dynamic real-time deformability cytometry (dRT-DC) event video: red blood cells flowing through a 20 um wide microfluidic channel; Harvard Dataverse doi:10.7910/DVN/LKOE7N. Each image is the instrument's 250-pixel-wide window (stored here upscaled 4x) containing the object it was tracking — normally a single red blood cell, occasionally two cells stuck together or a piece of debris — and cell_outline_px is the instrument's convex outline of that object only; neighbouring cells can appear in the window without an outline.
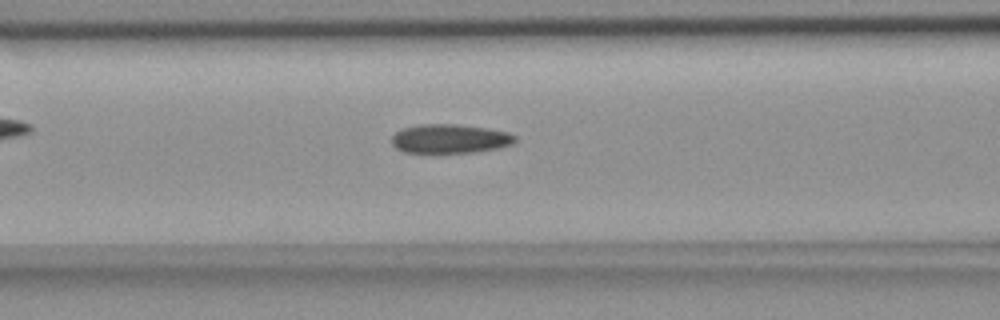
{"species": "common noctule bat (a hibernating species)", "species_latin": "Nyctalus noctula", "temperature_condition": "room temperature", "stored_images_in_passage": 45, "camera_frame_rate_fps": 3000, "um_per_image_px": 0.085, "animal": {"sex": "female", "body_mass_g": 18.4}, "frame": {"image": 1, "passage_image": 16, "time_ms": 5.0, "image_size_px": [1000, 320], "cell_outline_px": [[516, 140], [512, 144], [496, 148], [476, 152], [432, 156], [404, 152], [396, 148], [392, 144], [392, 136], [400, 128], [420, 124], [456, 124], [488, 128], [508, 132], [516, 136]], "centroid_in_image_um": [38.18, 11.84], "position_along_channel_um": 128.4, "area_um2": 21.91}}
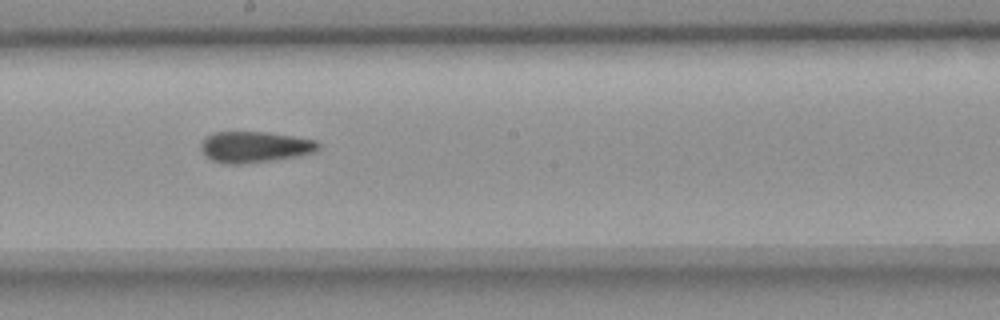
{"frame": {"image": 2, "passage_image": 24, "time_ms": 7.667, "image_size_px": [1000, 320], "cell_outline_px": [[320, 148], [312, 152], [296, 156], [272, 160], [244, 164], [224, 164], [212, 160], [204, 156], [200, 148], [200, 144], [204, 136], [212, 132], [268, 132], [316, 140], [320, 144]], "centroid_in_image_um": [21.58, 12.49], "position_along_channel_um": 226.6, "area_um2": 21.44}}
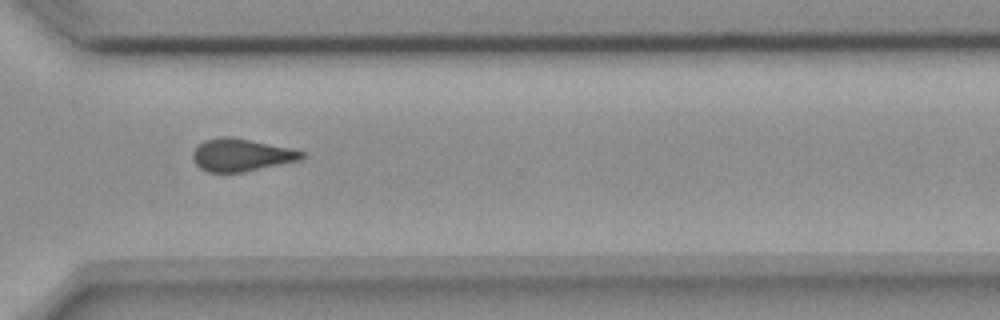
{"frame": {"image": 3, "passage_image": 34, "time_ms": 11.0, "image_size_px": [1000, 320], "cell_outline_px": [[304, 156], [300, 160], [244, 172], [208, 172], [200, 168], [196, 164], [192, 156], [192, 152], [204, 140], [220, 136], [232, 136], [288, 148], [304, 152]], "centroid_in_image_um": [20.47, 13.17], "position_along_channel_um": 350.1, "area_um2": 20.52}}